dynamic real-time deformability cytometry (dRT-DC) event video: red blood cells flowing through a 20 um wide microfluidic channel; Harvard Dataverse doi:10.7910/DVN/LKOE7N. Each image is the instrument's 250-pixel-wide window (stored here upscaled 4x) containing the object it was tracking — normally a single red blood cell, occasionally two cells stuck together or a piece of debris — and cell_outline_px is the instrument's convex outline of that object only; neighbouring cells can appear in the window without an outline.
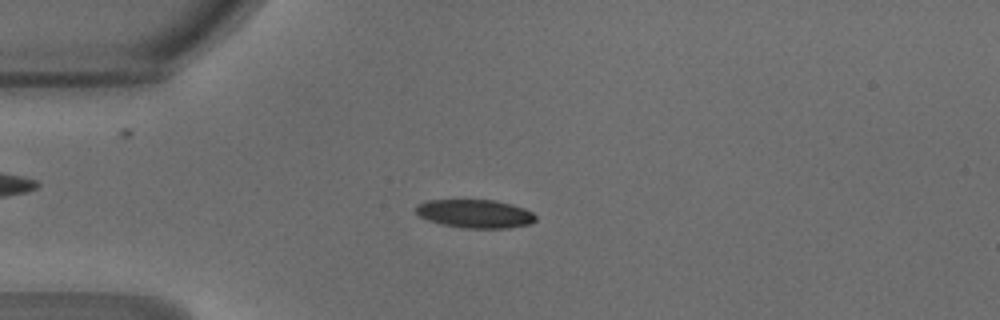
{"species": "common noctule bat (a hibernating species)", "species_latin": "Nyctalus noctula", "temperature_condition": "warm", "stored_images_in_passage": 47, "camera_frame_rate_fps": 3000, "um_per_image_px": 0.085, "animal": {"sex": "male", "body_mass_g": 18.8}, "frame": {"image": 1, "passage_image": 12, "time_ms": 3.667, "image_size_px": [1000, 320], "cell_outline_px": [[536, 220], [532, 224], [508, 228], [464, 228], [440, 224], [428, 220], [420, 216], [416, 212], [416, 204], [424, 200], [492, 200], [512, 204], [524, 208], [532, 212], [536, 216]], "centroid_in_image_um": [40.38, 18.17], "position_along_channel_um": 44.6, "area_um2": 20.0}}
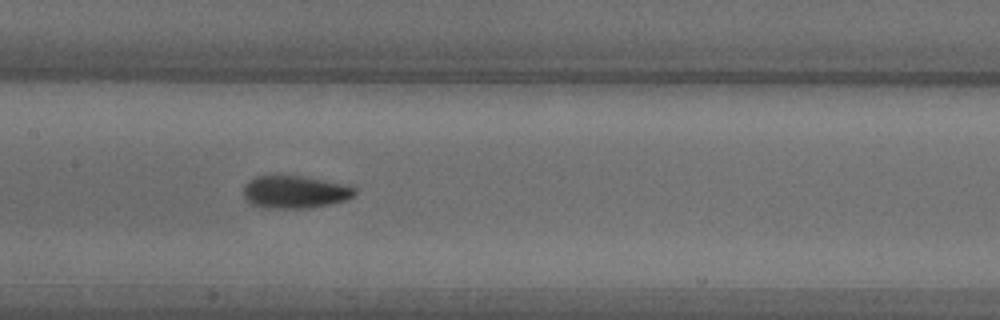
{"frame": {"image": 2, "passage_image": 23, "time_ms": 7.333, "image_size_px": [1000, 320], "cell_outline_px": [[356, 192], [348, 200], [308, 208], [264, 208], [252, 204], [244, 196], [244, 184], [248, 180], [256, 176], [272, 172], [304, 176], [352, 184], [356, 188]], "centroid_in_image_um": [25.08, 16.26], "position_along_channel_um": 182.3, "area_um2": 22.14}}
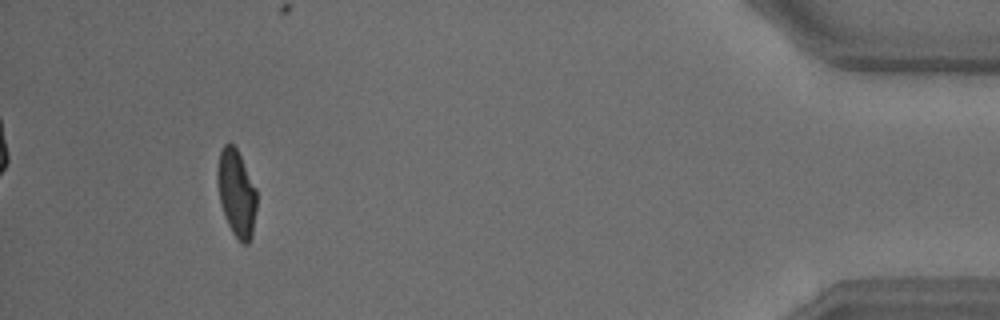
{"frame": {"image": 3, "passage_image": 44, "time_ms": 14.333, "image_size_px": [1000, 320], "cell_outline_px": [[256, 208], [252, 236], [248, 244], [240, 244], [232, 232], [224, 216], [220, 200], [216, 180], [216, 172], [220, 152], [224, 144], [232, 144], [236, 148], [256, 188]], "centroid_in_image_um": [20.09, 16.46], "position_along_channel_um": 415.1, "area_um2": 19.88}, "authors_computed_cell_mechanics": {"area_um2": 20.519, "velocity_mm_per_s": 4.2517, "shape_relaxation_time_tau1_ms": 3.3831, "shape_relaxation_time_tau2_ms": 0.9705, "deformation_change_tau1": 0.143, "deformation_change_tau2": 0.0639}}